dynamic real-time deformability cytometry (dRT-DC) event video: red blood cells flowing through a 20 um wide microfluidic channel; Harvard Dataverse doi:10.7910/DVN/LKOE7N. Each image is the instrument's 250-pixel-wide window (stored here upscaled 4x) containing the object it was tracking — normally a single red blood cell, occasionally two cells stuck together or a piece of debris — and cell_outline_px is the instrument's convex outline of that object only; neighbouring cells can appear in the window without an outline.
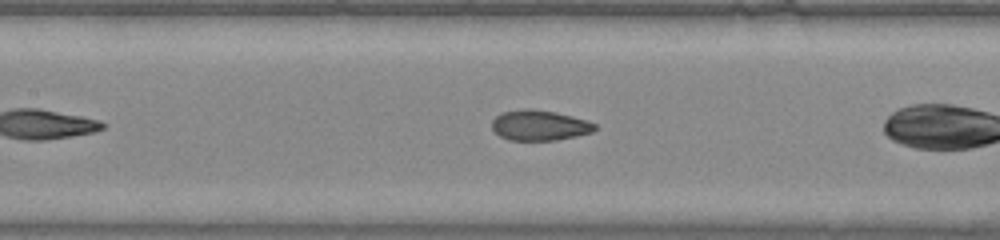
{"species": "common noctule bat (a hibernating species)", "species_latin": "Nyctalus noctula", "temperature_condition": "warm", "stored_images_in_passage": 29, "camera_frame_rate_fps": 3000, "um_per_image_px": 0.085, "animal": {"sex": "male", "body_mass_g": 20.0, "forearm_length_mm": 53.3}, "frame": {"image": 1, "passage_image": 13, "time_ms": 4.0, "image_size_px": [1000, 240], "cell_outline_px": [[596, 128], [592, 132], [576, 136], [556, 140], [508, 140], [500, 136], [492, 128], [492, 120], [500, 112], [524, 108], [528, 108], [556, 112], [572, 116], [596, 124]], "centroid_in_image_um": [45.82, 10.64], "position_along_channel_um": 161.6, "area_um2": 18.21}}